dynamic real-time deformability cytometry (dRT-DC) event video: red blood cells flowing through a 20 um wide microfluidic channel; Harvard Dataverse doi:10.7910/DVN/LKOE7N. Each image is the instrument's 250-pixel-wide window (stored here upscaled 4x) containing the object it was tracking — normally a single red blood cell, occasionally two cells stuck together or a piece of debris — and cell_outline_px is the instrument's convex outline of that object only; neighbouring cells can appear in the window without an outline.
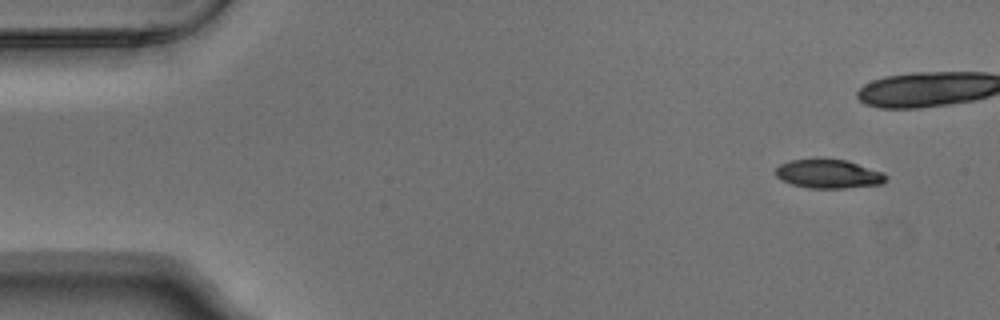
{"species": "Egyptian fruit bat (a non-hibernating species)", "species_latin": "Rousettus aegyptiacus", "temperature_condition": "warm", "stored_images_in_passage": 7, "camera_frame_rate_fps": 3000, "um_per_image_px": 0.085, "animal": {"sex": "male"}, "frame": {"image": 1, "passage_image": 1, "time_ms": 0.0, "image_size_px": [1000, 320], "cell_outline_px": [[888, 176], [880, 184], [844, 188], [808, 188], [792, 184], [780, 180], [776, 176], [776, 168], [780, 164], [788, 160], [816, 156], [848, 160], [884, 172]], "centroid_in_image_um": [70.38, 14.73], "position_along_channel_um": 14.6, "area_um2": 19.25}}
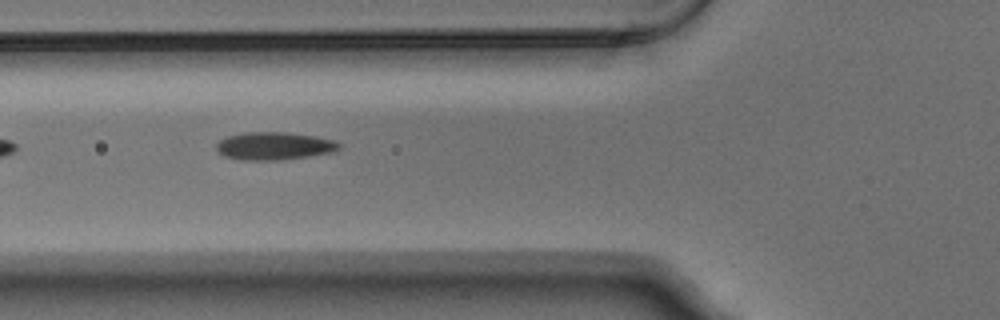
{"frame": {"image": 2, "passage_image": 6, "time_ms": 1.667, "image_size_px": [1000, 320], "cell_outline_px": [[340, 148], [336, 152], [280, 160], [236, 160], [224, 156], [216, 152], [216, 144], [220, 140], [228, 136], [244, 132], [284, 132], [316, 136], [332, 140], [340, 144]], "centroid_in_image_um": [23.27, 12.41], "position_along_channel_um": 102.5, "area_um2": 20.06}}
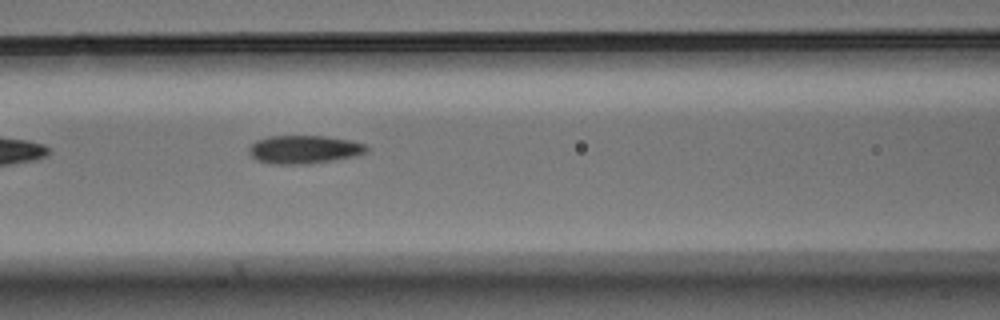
{"frame": {"image": 3, "passage_image": 7, "time_ms": 2.0, "image_size_px": [1000, 320], "cell_outline_px": [[368, 152], [360, 156], [308, 164], [276, 164], [256, 160], [248, 152], [248, 148], [256, 140], [268, 136], [324, 136], [348, 140], [364, 144], [368, 148]], "centroid_in_image_um": [25.86, 12.71], "position_along_channel_um": 140.7, "area_um2": 19.48}}